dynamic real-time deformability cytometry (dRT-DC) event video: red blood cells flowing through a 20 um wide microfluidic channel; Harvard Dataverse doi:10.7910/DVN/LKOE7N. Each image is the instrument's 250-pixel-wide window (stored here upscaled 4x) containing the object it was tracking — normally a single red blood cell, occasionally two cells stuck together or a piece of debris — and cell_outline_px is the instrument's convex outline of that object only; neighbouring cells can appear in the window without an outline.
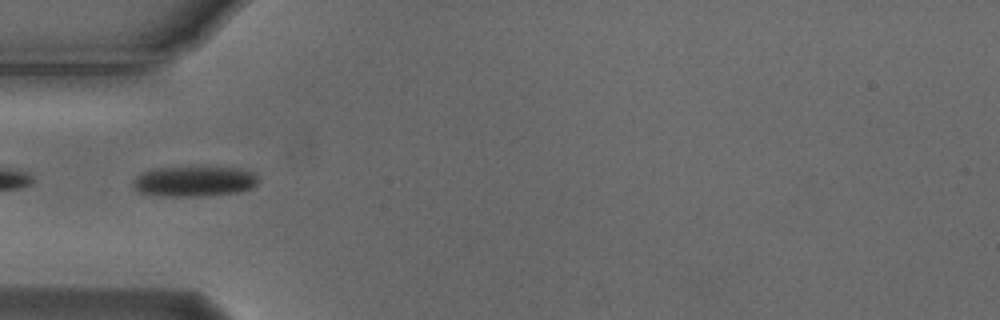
{"species": "Egyptian fruit bat (a non-hibernating species)", "species_latin": "Rousettus aegyptiacus", "temperature_condition": "cold", "stored_images_in_passage": 43, "camera_frame_rate_fps": 3000, "um_per_image_px": 0.085, "animal": {"sex": "male"}, "frame": {"image": 1, "passage_image": 6, "time_ms": 1.667, "image_size_px": [1000, 320], "cell_outline_px": [[256, 184], [248, 188], [236, 192], [200, 196], [160, 196], [140, 192], [132, 184], [136, 176], [152, 168], [240, 168], [252, 172], [256, 176]], "centroid_in_image_um": [16.46, 15.42], "position_along_channel_um": 68.5, "area_um2": 21.56}}
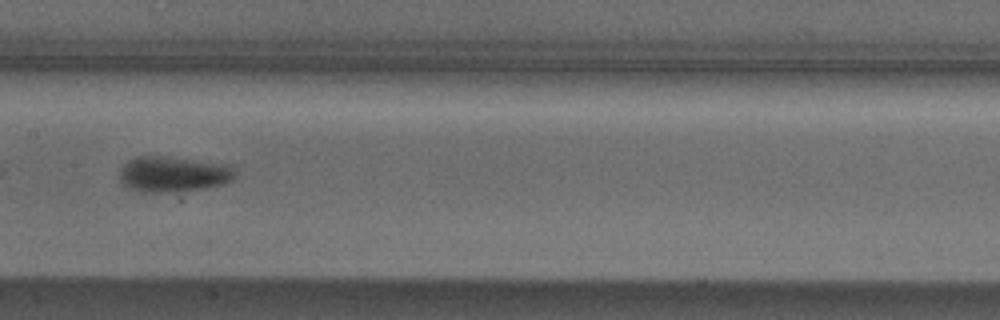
{"frame": {"image": 2, "passage_image": 16, "time_ms": 5.0, "image_size_px": [1000, 320], "cell_outline_px": [[236, 172], [232, 180], [224, 184], [204, 188], [172, 192], [140, 192], [124, 184], [120, 180], [120, 168], [128, 160], [136, 156], [160, 156], [228, 164]], "centroid_in_image_um": [14.71, 14.8], "position_along_channel_um": 192.7, "area_um2": 23.81}}
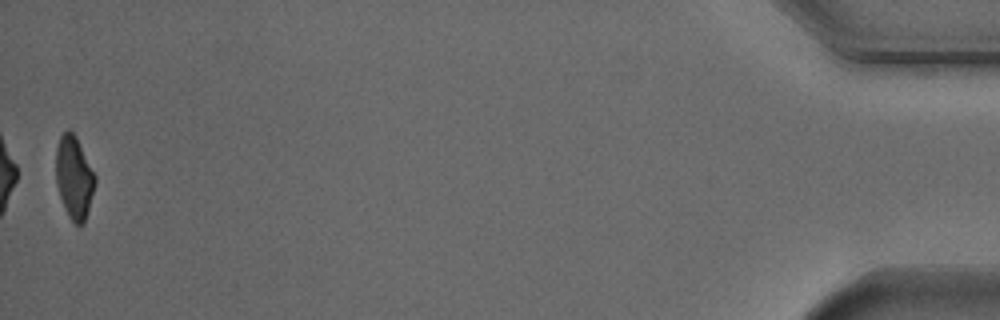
{"frame": {"image": 3, "passage_image": 43, "time_ms": 14.0, "image_size_px": [1000, 320], "cell_outline_px": [[96, 180], [84, 224], [80, 228], [68, 216], [60, 196], [56, 184], [56, 148], [60, 136], [68, 128], [76, 136], [96, 176]], "centroid_in_image_um": [6.29, 15.08], "position_along_channel_um": 428.9, "area_um2": 18.79}, "authors_computed_cell_mechanics": {"area_um2": 22.1952, "velocity_mm_per_s": 3.7285, "shape_relaxation_time_tau1_ms": 3.5313, "shape_relaxation_time_tau2_ms": null, "deformation_change_tau1": 0.1085, "deformation_change_tau2": null}}